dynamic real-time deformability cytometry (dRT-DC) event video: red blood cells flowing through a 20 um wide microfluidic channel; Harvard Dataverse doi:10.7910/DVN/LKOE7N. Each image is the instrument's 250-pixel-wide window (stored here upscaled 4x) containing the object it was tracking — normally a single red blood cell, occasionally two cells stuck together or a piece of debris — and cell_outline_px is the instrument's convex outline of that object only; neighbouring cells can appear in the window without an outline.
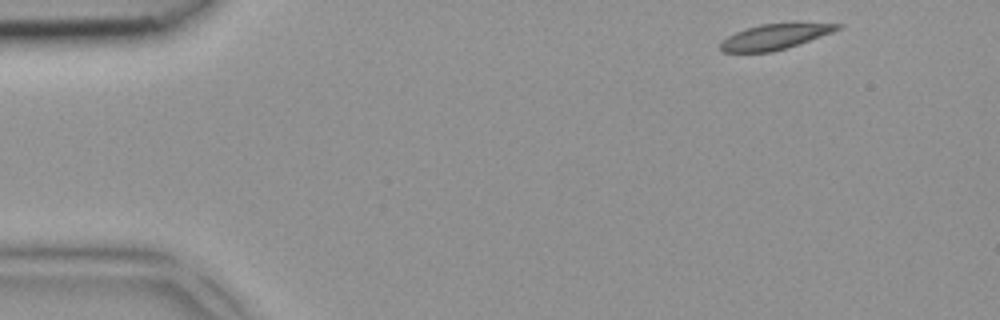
{"species": "common noctule bat (a hibernating species)", "species_latin": "Nyctalus noctula", "temperature_condition": "room temperature", "stored_images_in_passage": 3, "camera_frame_rate_fps": 3000, "um_per_image_px": 0.085, "animal": {"sex": "female", "body_mass_g": 18.4}, "frame": {"image": 1, "passage_image": 1, "time_ms": 0.0, "image_size_px": [1000, 320], "cell_outline_px": [[844, 24], [840, 28], [832, 32], [772, 52], [724, 52], [720, 48], [720, 40], [744, 28], [760, 24]], "centroid_in_image_um": [65.75, 3.13], "position_along_channel_um": 19.3, "area_um2": 16.7}}